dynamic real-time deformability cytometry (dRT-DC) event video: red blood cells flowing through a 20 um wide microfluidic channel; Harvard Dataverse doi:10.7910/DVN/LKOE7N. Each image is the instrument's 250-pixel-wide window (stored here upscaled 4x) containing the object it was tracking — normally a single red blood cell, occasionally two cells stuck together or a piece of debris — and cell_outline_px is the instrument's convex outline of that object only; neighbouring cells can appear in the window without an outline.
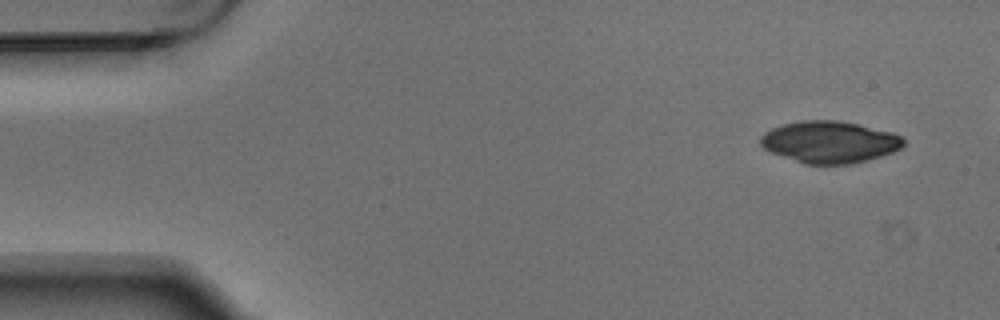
{"species": "Egyptian fruit bat (a non-hibernating species)", "species_latin": "Rousettus aegyptiacus", "temperature_condition": "warm", "stored_images_in_passage": 5, "camera_frame_rate_fps": 3000, "um_per_image_px": 0.085, "animal": {"sex": "male"}, "frame": {"image": 1, "passage_image": 1, "time_ms": 0.0, "image_size_px": [1000, 320], "cell_outline_px": [[904, 144], [900, 148], [892, 152], [880, 156], [852, 164], [804, 164], [772, 152], [764, 148], [760, 144], [760, 136], [764, 132], [772, 128], [784, 124], [800, 120], [836, 120], [860, 124], [892, 132], [900, 136], [904, 140]], "centroid_in_image_um": [70.51, 12.06], "position_along_channel_um": 14.5, "area_um2": 34.8}}
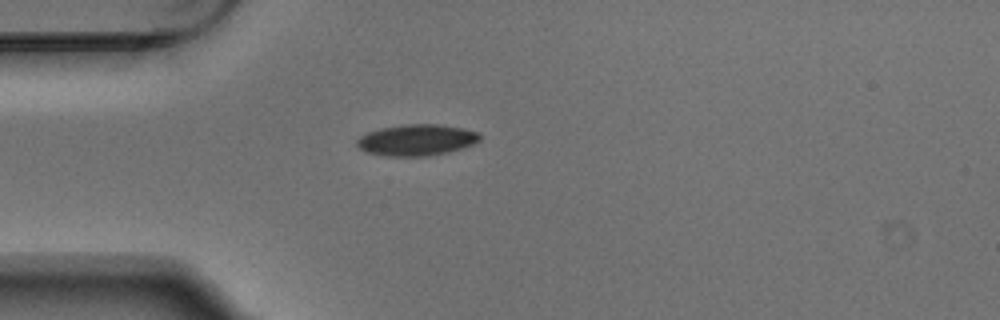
{"frame": {"image": 2, "passage_image": 5, "time_ms": 1.333, "image_size_px": [1000, 320], "cell_outline_px": [[480, 140], [464, 148], [448, 152], [428, 156], [384, 156], [368, 152], [360, 148], [356, 144], [356, 140], [360, 136], [368, 132], [380, 128], [408, 124], [436, 124], [464, 128], [480, 132]], "centroid_in_image_um": [35.43, 11.9], "position_along_channel_um": 49.6, "area_um2": 22.43}}